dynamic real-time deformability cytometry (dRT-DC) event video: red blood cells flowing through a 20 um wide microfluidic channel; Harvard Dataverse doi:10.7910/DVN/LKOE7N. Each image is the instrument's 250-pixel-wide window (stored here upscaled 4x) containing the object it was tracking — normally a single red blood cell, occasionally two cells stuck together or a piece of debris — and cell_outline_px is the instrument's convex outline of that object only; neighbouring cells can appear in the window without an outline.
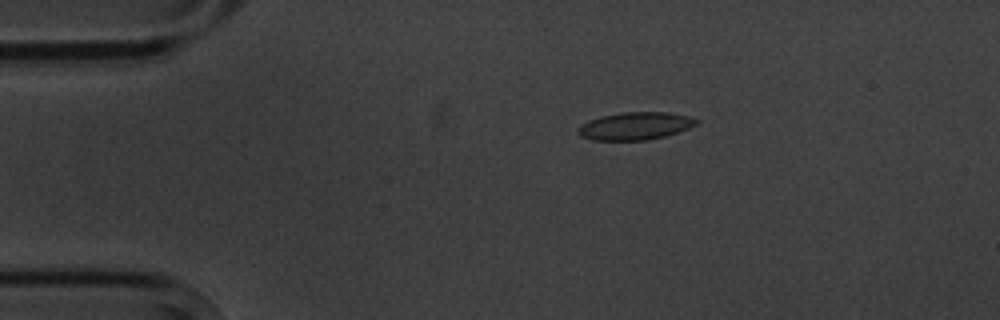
{"species": "common noctule bat (a hibernating species)", "species_latin": "Nyctalus noctula", "temperature_condition": "cold", "stored_images_in_passage": 2, "camera_frame_rate_fps": 3000, "um_per_image_px": 0.085, "animal": {"sex": "male", "body_mass_g": 20.1, "forearm_length_mm": 53.5}, "frame": {"image": 1, "passage_image": 2, "time_ms": 2.0, "image_size_px": [1000, 320], "cell_outline_px": [[700, 124], [664, 136], [644, 140], [592, 140], [580, 136], [576, 132], [580, 124], [588, 120], [604, 116], [624, 112], [668, 112], [688, 116], [700, 120]], "centroid_in_image_um": [53.99, 10.7], "position_along_channel_um": 31.0, "area_um2": 19.02}}